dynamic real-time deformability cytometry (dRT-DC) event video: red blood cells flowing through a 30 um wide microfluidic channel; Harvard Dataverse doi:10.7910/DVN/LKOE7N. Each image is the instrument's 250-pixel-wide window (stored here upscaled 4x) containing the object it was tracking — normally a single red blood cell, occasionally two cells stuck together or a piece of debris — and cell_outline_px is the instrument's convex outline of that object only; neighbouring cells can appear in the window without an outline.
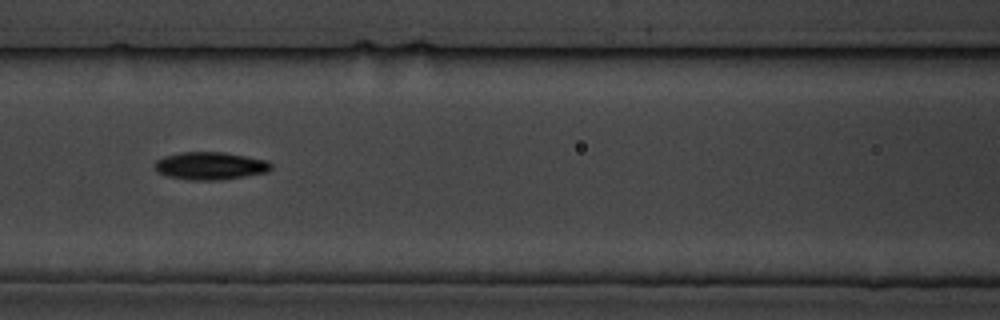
{"species": "common noctule bat (a hibernating species)", "species_latin": "Nyctalus noctula", "temperature_condition": "cold", "stored_images_in_passage": 9, "camera_frame_rate_fps": 3000, "um_per_image_px": 0.085, "animal": {"sex": "male", "body_mass_g": 19.5, "forearm_length_mm": 54.6}, "frame": {"image": 1, "passage_image": 6, "time_ms": 6.0, "image_size_px": [1000, 320], "cell_outline_px": [[272, 168], [268, 172], [224, 180], [188, 180], [168, 176], [156, 172], [156, 160], [164, 156], [180, 152], [224, 152], [268, 160], [272, 164]], "centroid_in_image_um": [17.9, 14.1], "position_along_channel_um": 148.7, "area_um2": 18.96}}
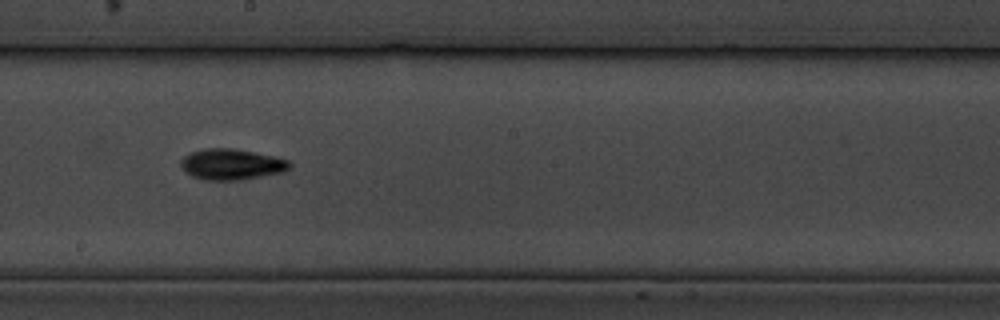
{"frame": {"image": 2, "passage_image": 8, "time_ms": 8.333, "image_size_px": [1000, 320], "cell_outline_px": [[292, 164], [284, 172], [240, 180], [204, 180], [192, 176], [184, 172], [180, 168], [180, 160], [184, 156], [192, 152], [204, 148], [236, 148], [272, 156], [288, 160]], "centroid_in_image_um": [19.64, 13.97], "position_along_channel_um": 228.6, "area_um2": 19.71}}
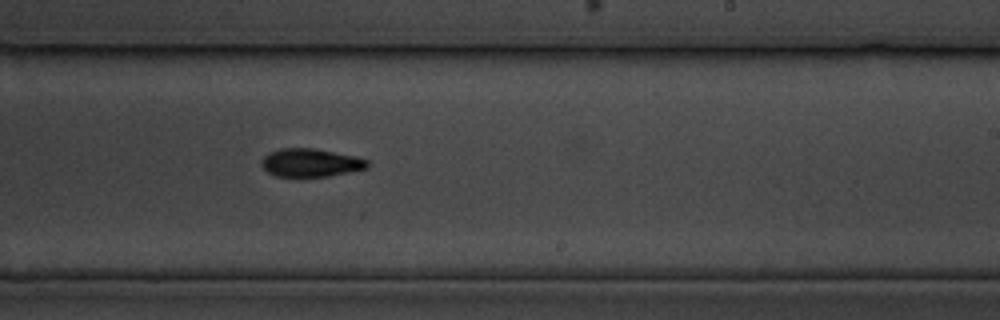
{"frame": {"image": 3, "passage_image": 9, "time_ms": 9.333, "image_size_px": [1000, 320], "cell_outline_px": [[368, 168], [328, 176], [276, 176], [268, 172], [260, 164], [264, 156], [280, 148], [312, 148], [356, 156], [368, 160]], "centroid_in_image_um": [26.41, 13.82], "position_along_channel_um": 262.6, "area_um2": 17.17}}